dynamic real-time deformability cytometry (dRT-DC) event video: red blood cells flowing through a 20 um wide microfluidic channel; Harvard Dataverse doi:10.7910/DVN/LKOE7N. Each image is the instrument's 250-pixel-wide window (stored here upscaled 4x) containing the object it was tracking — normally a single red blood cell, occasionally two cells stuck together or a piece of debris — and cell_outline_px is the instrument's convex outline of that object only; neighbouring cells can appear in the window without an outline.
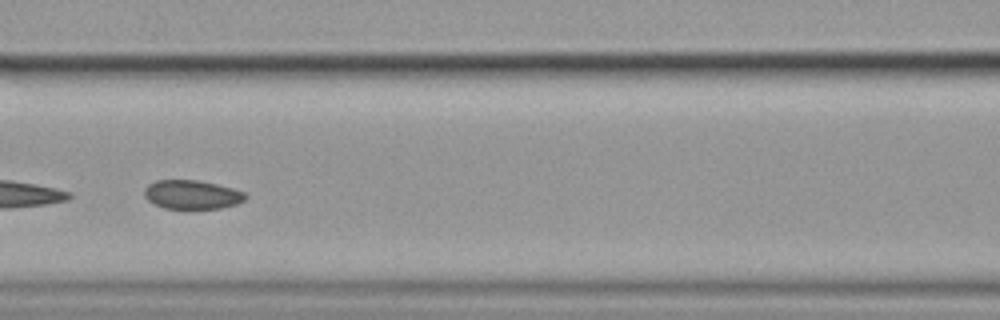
{"species": "common noctule bat (a hibernating species)", "species_latin": "Nyctalus noctula", "temperature_condition": "cold", "stored_images_in_passage": 57, "camera_frame_rate_fps": 3000, "um_per_image_px": 0.085, "animal": {"sex": "female", "body_mass_g": 19.9}, "frame": {"image": 1, "passage_image": 25, "time_ms": 8.0, "image_size_px": [1000, 320], "cell_outline_px": [[248, 196], [244, 200], [236, 204], [220, 208], [164, 208], [148, 200], [144, 196], [144, 188], [148, 184], [156, 180], [196, 180], [216, 184], [232, 188], [244, 192]], "centroid_in_image_um": [16.3, 16.53], "position_along_channel_um": 150.3, "area_um2": 16.88}, "authors_computed_cell_mechanics": {"area_um2": 18.207, "velocity_mm_per_s": 3.5013, "shape_relaxation_time_tau1_ms": null, "shape_relaxation_time_tau2_ms": 2.6008, "deformation_change_tau1": null, "deformation_change_tau2": 0.0574}}